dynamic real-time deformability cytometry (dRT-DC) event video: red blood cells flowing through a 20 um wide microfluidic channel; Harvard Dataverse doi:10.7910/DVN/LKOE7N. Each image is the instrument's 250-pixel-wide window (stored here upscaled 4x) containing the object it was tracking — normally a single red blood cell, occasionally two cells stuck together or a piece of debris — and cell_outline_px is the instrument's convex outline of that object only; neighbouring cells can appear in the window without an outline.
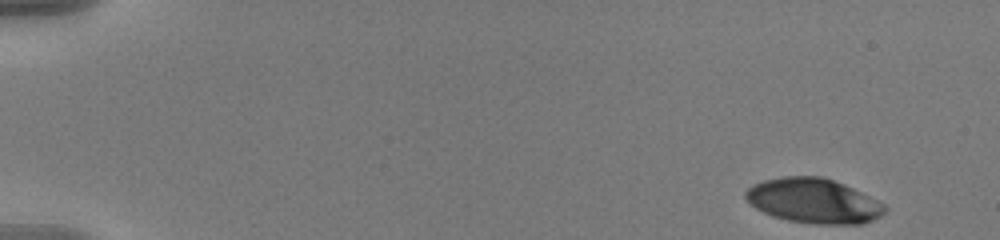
{"species": "human", "species_latin": "Homo sapiens", "temperature_condition": "warm", "stored_images_in_passage": 54, "camera_frame_rate_fps": 3000, "um_per_image_px": 0.085, "donor": {"sex": "male"}, "frame": {"image": 1, "passage_image": 1, "time_ms": 0.0, "image_size_px": [1000, 240], "cell_outline_px": [[888, 208], [880, 216], [864, 224], [816, 224], [788, 220], [772, 216], [756, 208], [744, 196], [744, 192], [752, 184], [764, 180], [784, 176], [820, 176], [844, 184], [884, 204]], "centroid_in_image_um": [69.14, 17.07], "position_along_channel_um": 15.9, "area_um2": 36.13}}
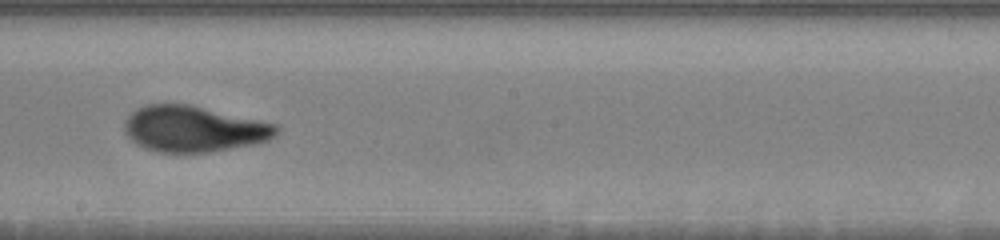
{"frame": {"image": 2, "passage_image": 31, "time_ms": 10.0, "image_size_px": [1000, 240], "cell_outline_px": [[280, 132], [276, 136], [268, 140], [256, 144], [208, 152], [156, 152], [144, 148], [136, 144], [124, 132], [124, 120], [132, 112], [144, 104], [192, 104], [276, 124], [280, 128]], "centroid_in_image_um": [16.48, 10.95], "position_along_channel_um": 231.7, "area_um2": 41.04}}
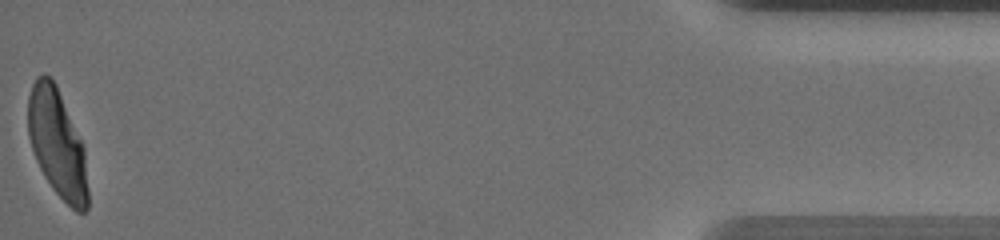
{"frame": {"image": 3, "passage_image": 54, "time_ms": 17.667, "image_size_px": [1000, 240], "cell_outline_px": [[88, 208], [84, 212], [76, 212], [52, 188], [44, 176], [36, 160], [28, 136], [28, 96], [32, 84], [36, 76], [44, 72], [56, 84], [84, 148], [88, 188]], "centroid_in_image_um": [4.85, 12.19], "position_along_channel_um": 430.3, "area_um2": 37.51}, "authors_computed_cell_mechanics": {"area_um2": 39.1884, "velocity_mm_per_s": 3.6079, "shape_relaxation_time_tau1_ms": 5.3568, "shape_relaxation_time_tau2_ms": 1.0056, "deformation_change_tau1": 0.2172, "deformation_change_tau2": 0.0704}}